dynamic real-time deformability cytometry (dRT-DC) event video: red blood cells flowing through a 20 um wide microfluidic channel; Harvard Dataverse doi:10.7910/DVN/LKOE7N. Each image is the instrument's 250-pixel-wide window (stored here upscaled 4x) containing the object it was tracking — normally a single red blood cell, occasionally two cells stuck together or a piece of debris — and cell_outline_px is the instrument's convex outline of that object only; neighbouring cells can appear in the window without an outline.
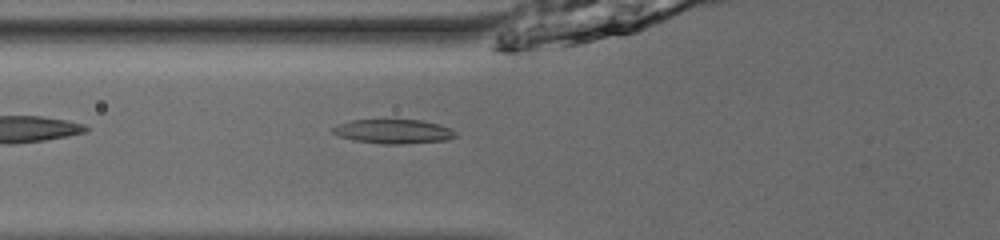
{"species": "common noctule bat (a hibernating species)", "species_latin": "Nyctalus noctula", "temperature_condition": "room temperature", "stored_images_in_passage": 36, "camera_frame_rate_fps": 3000, "um_per_image_px": 0.085, "animal": {"sex": "male", "body_mass_g": 13.0, "forearm_length_mm": 53.1}, "frame": {"image": 1, "passage_image": 5, "time_ms": 1.333, "image_size_px": [1000, 240], "cell_outline_px": [[460, 136], [448, 140], [404, 144], [380, 144], [352, 140], [340, 136], [332, 132], [332, 128], [340, 124], [352, 120], [424, 120], [440, 124], [452, 128]], "centroid_in_image_um": [33.53, 11.18], "position_along_channel_um": 92.3, "area_um2": 17.57}}
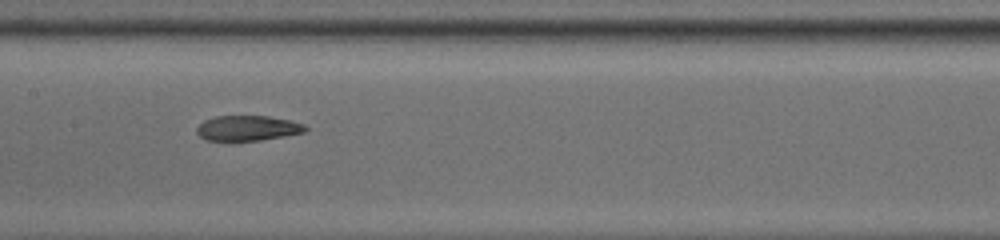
{"frame": {"image": 2, "passage_image": 12, "time_ms": 3.667, "image_size_px": [1000, 240], "cell_outline_px": [[308, 128], [304, 132], [284, 136], [260, 140], [204, 140], [196, 132], [196, 128], [204, 120], [216, 116], [268, 116], [288, 120], [304, 124]], "centroid_in_image_um": [21.03, 10.89], "position_along_channel_um": 186.4, "area_um2": 15.78}}
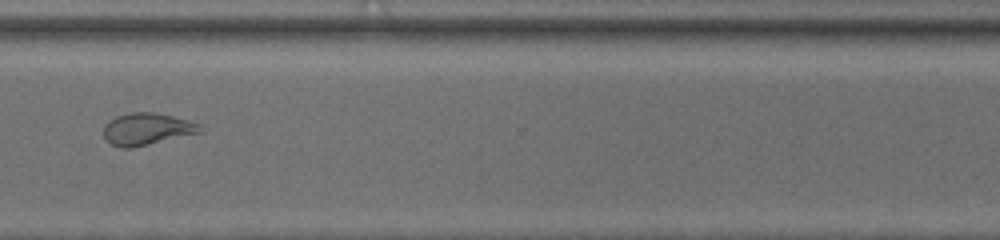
{"frame": {"image": 3, "passage_image": 25, "time_ms": 8.0, "image_size_px": [1000, 240], "cell_outline_px": [[204, 132], [132, 148], [120, 148], [112, 144], [104, 136], [104, 124], [108, 120], [116, 116], [132, 112], [152, 112], [172, 116], [200, 124], [204, 128]], "centroid_in_image_um": [12.51, 10.97], "position_along_channel_um": 358.1, "area_um2": 18.09}, "authors_computed_cell_mechanics": {"area_um2": 17.2244, "velocity_mm_per_s": 3.9798, "shape_relaxation_time_tau1_ms": null, "shape_relaxation_time_tau2_ms": 1.9867, "deformation_change_tau1": null, "deformation_change_tau2": 0.0967}}